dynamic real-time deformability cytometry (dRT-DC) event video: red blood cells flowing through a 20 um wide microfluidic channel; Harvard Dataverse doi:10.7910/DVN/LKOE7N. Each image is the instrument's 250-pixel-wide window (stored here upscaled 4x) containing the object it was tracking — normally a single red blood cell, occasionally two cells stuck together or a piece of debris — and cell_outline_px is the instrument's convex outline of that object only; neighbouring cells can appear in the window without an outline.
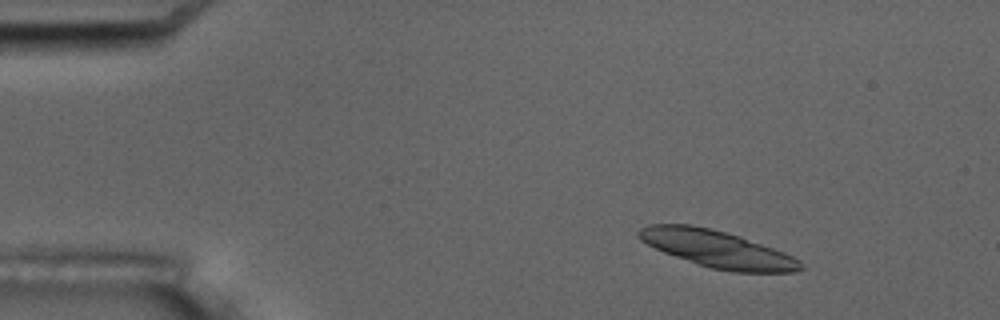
{"species": "common noctule bat (a hibernating species)", "species_latin": "Nyctalus noctula", "temperature_condition": "room temperature", "stored_images_in_passage": 7, "camera_frame_rate_fps": 3000, "um_per_image_px": 0.085, "animal": {"sex": "male", "body_mass_g": 17.5, "forearm_length_mm": 52.3}, "frame": {"image": 1, "passage_image": 3, "time_ms": 2.333, "image_size_px": [1000, 320], "cell_outline_px": [[804, 268], [796, 272], [732, 272], [712, 268], [664, 252], [640, 240], [636, 236], [636, 232], [640, 228], [648, 224], [692, 224], [740, 236], [784, 252], [800, 260]], "centroid_in_image_um": [60.97, 21.16], "position_along_channel_um": 24.0, "area_um2": 34.62}}